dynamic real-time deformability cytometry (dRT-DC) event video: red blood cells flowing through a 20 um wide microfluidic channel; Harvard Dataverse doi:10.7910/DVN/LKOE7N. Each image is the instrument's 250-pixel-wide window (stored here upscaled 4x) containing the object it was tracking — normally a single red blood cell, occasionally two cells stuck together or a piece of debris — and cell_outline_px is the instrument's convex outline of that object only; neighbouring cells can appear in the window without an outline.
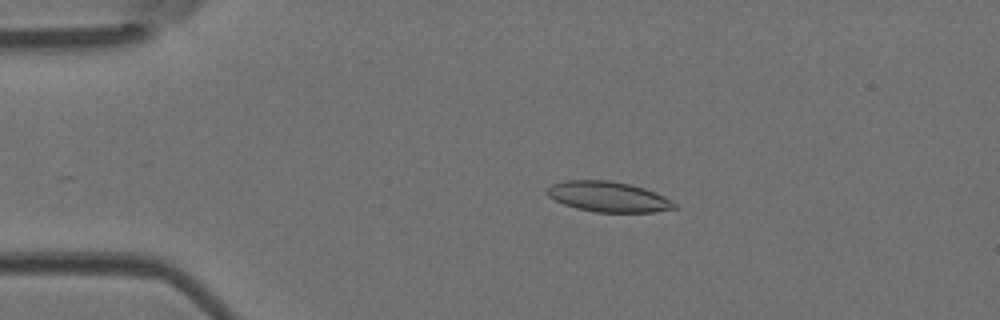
{"species": "Egyptian fruit bat (a non-hibernating species)", "species_latin": "Rousettus aegyptiacus", "temperature_condition": "room temperature", "stored_images_in_passage": 4, "camera_frame_rate_fps": 3000, "um_per_image_px": 0.085, "animal": {"sex": "female"}, "frame": {"image": 1, "passage_image": 3, "time_ms": 0.667, "image_size_px": [1000, 320], "cell_outline_px": [[680, 208], [652, 212], [596, 212], [576, 208], [564, 204], [548, 196], [544, 192], [544, 188], [552, 184], [564, 180], [612, 180], [644, 188], [664, 196], [680, 204]], "centroid_in_image_um": [51.71, 16.72], "position_along_channel_um": 33.3, "area_um2": 22.83}}